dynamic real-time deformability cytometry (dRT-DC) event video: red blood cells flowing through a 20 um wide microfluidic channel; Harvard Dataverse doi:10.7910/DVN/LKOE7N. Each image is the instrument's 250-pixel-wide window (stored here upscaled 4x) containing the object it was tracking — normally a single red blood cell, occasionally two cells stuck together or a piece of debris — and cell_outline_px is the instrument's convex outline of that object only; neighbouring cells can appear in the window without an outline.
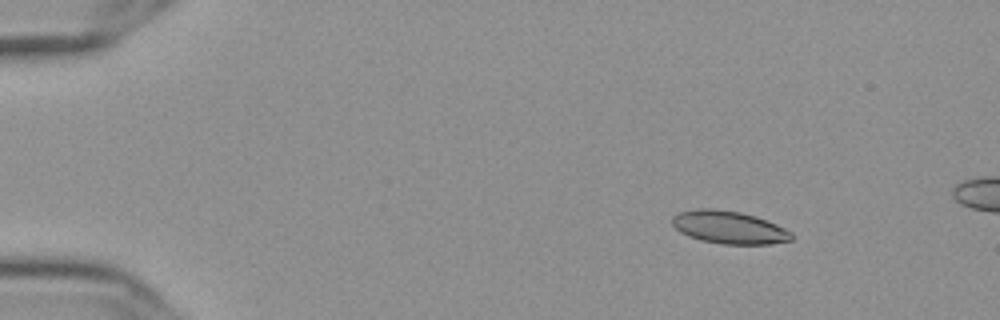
{"species": "Egyptian fruit bat (a non-hibernating species)", "species_latin": "Rousettus aegyptiacus", "temperature_condition": "cold", "stored_images_in_passage": 18, "camera_frame_rate_fps": 3000, "um_per_image_px": 0.085, "frame": {"image": 1, "passage_image": 8, "time_ms": 2.333, "image_size_px": [1000, 320], "cell_outline_px": [[792, 240], [772, 244], [724, 244], [700, 240], [688, 236], [680, 232], [672, 224], [672, 216], [680, 212], [696, 208], [712, 208], [740, 212], [756, 216], [776, 224], [792, 232]], "centroid_in_image_um": [61.96, 19.32], "position_along_channel_um": 23.0, "area_um2": 22.83}}